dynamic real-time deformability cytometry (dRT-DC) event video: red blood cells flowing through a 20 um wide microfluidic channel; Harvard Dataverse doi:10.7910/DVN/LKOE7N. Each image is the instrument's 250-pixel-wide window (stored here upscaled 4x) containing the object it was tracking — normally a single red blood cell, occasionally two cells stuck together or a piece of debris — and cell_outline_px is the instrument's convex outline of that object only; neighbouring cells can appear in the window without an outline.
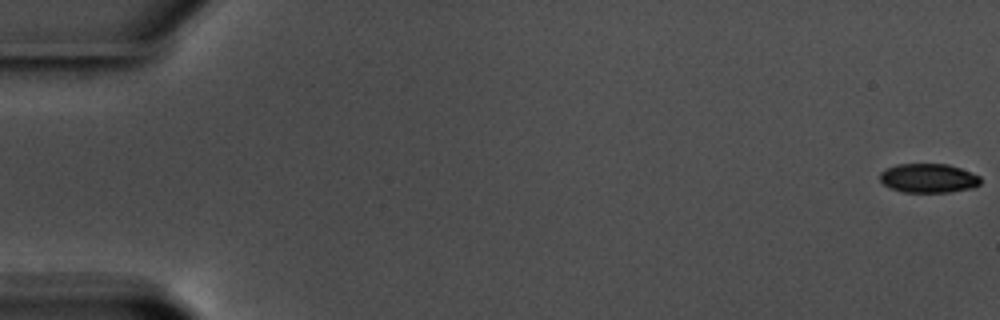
{"species": "common noctule bat (a hibernating species)", "species_latin": "Nyctalus noctula", "temperature_condition": "warm", "stored_images_in_passage": 59, "camera_frame_rate_fps": 3000, "um_per_image_px": 0.085, "animal": {"sex": "male", "body_mass_g": 17.5, "forearm_length_mm": 52.3}, "frame": {"image": 1, "passage_image": 1, "time_ms": 0.0, "image_size_px": [1000, 320], "cell_outline_px": [[980, 184], [972, 188], [948, 192], [904, 192], [888, 188], [880, 180], [880, 172], [884, 168], [896, 164], [948, 164], [960, 168], [980, 176]], "centroid_in_image_um": [78.88, 15.14], "position_along_channel_um": 6.1, "area_um2": 17.17}}
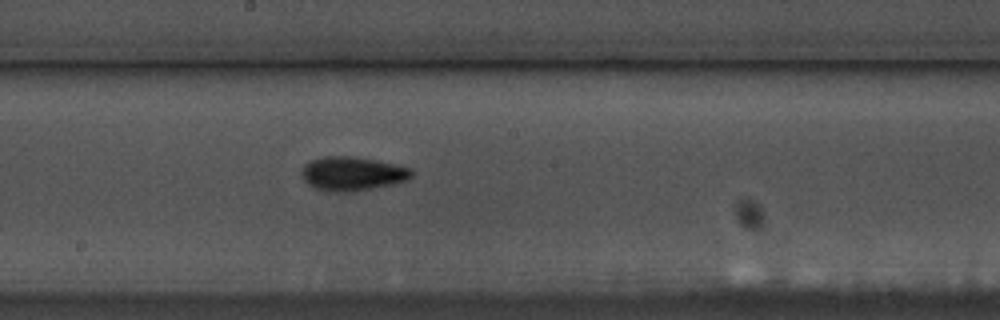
{"frame": {"image": 2, "passage_image": 33, "time_ms": 10.667, "image_size_px": [1000, 320], "cell_outline_px": [[412, 176], [408, 180], [392, 184], [352, 192], [332, 192], [316, 188], [308, 184], [304, 180], [300, 172], [304, 164], [312, 160], [324, 156], [348, 156], [376, 160], [412, 168]], "centroid_in_image_um": [29.93, 14.76], "position_along_channel_um": 218.3, "area_um2": 21.73}}
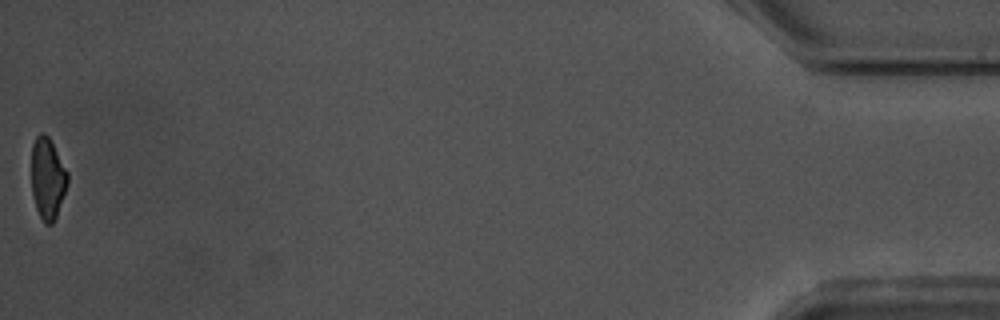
{"frame": {"image": 3, "passage_image": 59, "time_ms": 19.333, "image_size_px": [1000, 320], "cell_outline_px": [[68, 180], [56, 216], [52, 224], [44, 224], [36, 208], [32, 192], [32, 144], [36, 136], [40, 132], [44, 132], [48, 136], [68, 172]], "centroid_in_image_um": [4.03, 15.14], "position_along_channel_um": 431.2, "area_um2": 16.88}, "authors_computed_cell_mechanics": {"area_um2": 18.9006, "velocity_mm_per_s": 3.5623, "shape_relaxation_time_tau1_ms": 2.8268, "shape_relaxation_time_tau2_ms": 11.2374, "deformation_change_tau1": 0.115, "deformation_change_tau2": 0.1812}}